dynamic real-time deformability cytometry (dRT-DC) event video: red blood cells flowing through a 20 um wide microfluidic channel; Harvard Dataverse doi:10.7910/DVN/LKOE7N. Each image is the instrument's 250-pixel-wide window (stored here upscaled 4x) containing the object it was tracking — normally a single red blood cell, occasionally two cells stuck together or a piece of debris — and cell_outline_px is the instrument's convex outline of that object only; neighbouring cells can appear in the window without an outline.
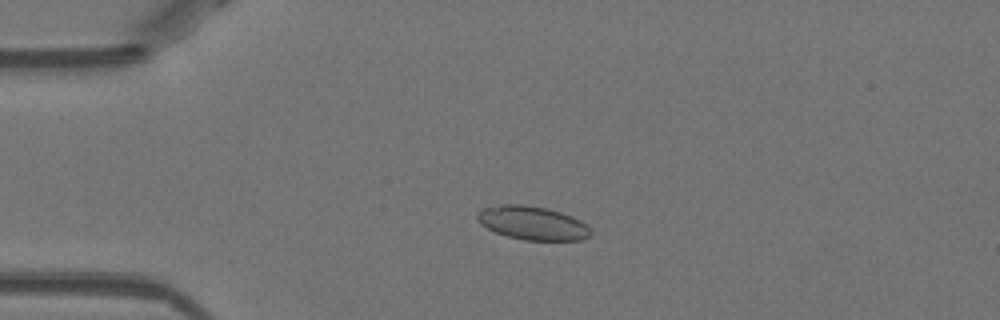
{"species": "Egyptian fruit bat (a non-hibernating species)", "species_latin": "Rousettus aegyptiacus", "temperature_condition": "warm", "stored_images_in_passage": 52, "camera_frame_rate_fps": 3000, "um_per_image_px": 0.085, "animal": {"sex": "female"}, "frame": {"image": 1, "passage_image": 13, "time_ms": 4.0, "image_size_px": [1000, 320], "cell_outline_px": [[592, 232], [584, 240], [524, 240], [508, 236], [496, 232], [480, 224], [476, 220], [476, 216], [484, 208], [500, 204], [524, 204], [548, 208], [572, 216], [580, 220]], "centroid_in_image_um": [45.25, 18.95], "position_along_channel_um": 39.8, "area_um2": 22.14}}
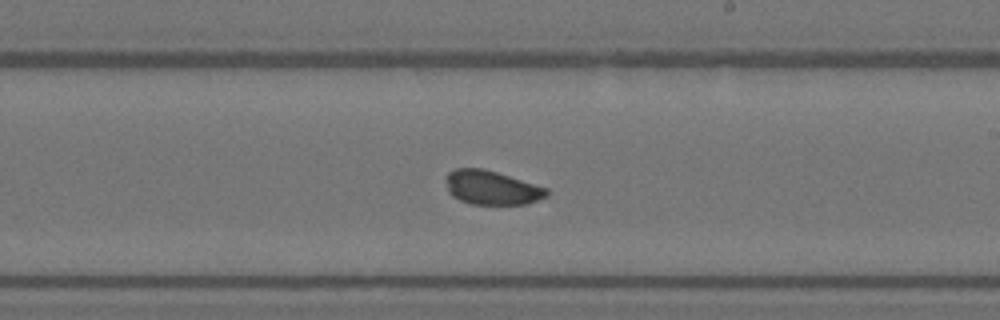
{"frame": {"image": 2, "passage_image": 31, "time_ms": 10.0, "image_size_px": [1000, 320], "cell_outline_px": [[548, 196], [528, 204], [472, 204], [460, 200], [452, 196], [448, 192], [444, 180], [444, 176], [448, 172], [456, 168], [484, 168], [548, 188]], "centroid_in_image_um": [41.76, 15.94], "position_along_channel_um": 247.2, "area_um2": 20.23}}
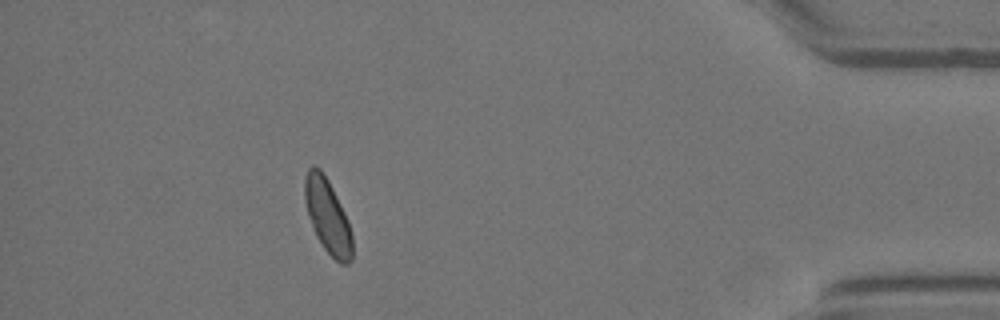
{"frame": {"image": 3, "passage_image": 47, "time_ms": 15.333, "image_size_px": [1000, 320], "cell_outline_px": [[352, 260], [348, 264], [340, 264], [324, 248], [316, 236], [312, 228], [308, 216], [304, 200], [304, 180], [308, 168], [312, 164], [320, 168], [328, 180], [348, 220], [352, 232]], "centroid_in_image_um": [27.83, 18.37], "position_along_channel_um": 407.4, "area_um2": 20.63}, "authors_computed_cell_mechanics": {"area_um2": 20.5768, "velocity_mm_per_s": 3.9559, "shape_relaxation_time_tau1_ms": 4.1049, "shape_relaxation_time_tau2_ms": 2.015, "deformation_change_tau1": 0.0569, "deformation_change_tau2": 0.0647}}